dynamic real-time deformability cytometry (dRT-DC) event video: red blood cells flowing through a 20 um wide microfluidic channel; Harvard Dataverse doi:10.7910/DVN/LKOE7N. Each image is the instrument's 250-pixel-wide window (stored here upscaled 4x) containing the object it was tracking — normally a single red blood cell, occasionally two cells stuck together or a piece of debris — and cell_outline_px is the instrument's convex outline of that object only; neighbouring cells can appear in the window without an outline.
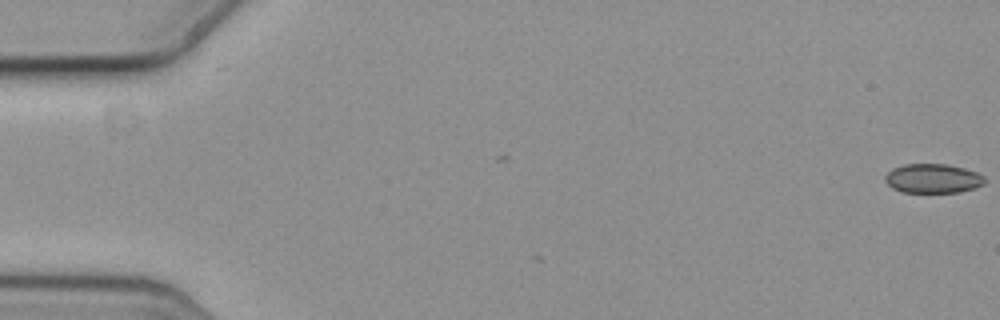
{"species": "common noctule bat (a hibernating species)", "species_latin": "Nyctalus noctula", "temperature_condition": "cold", "stored_images_in_passage": 58, "camera_frame_rate_fps": 3000, "um_per_image_px": 0.085, "animal": {"sex": "female", "body_mass_g": 19.3, "forearm_length_mm": 54.1}, "frame": {"image": 1, "passage_image": 1, "time_ms": 0.0, "image_size_px": [1000, 320], "cell_outline_px": [[984, 184], [972, 188], [956, 192], [904, 192], [892, 188], [884, 180], [884, 176], [892, 168], [904, 164], [948, 164], [964, 168], [976, 172], [984, 176]], "centroid_in_image_um": [79.26, 15.16], "position_along_channel_um": 5.7, "area_um2": 16.88}}
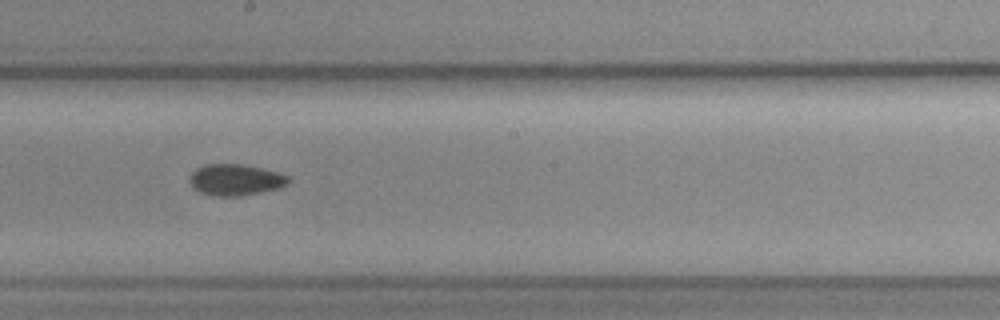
{"frame": {"image": 2, "passage_image": 33, "time_ms": 10.667, "image_size_px": [1000, 320], "cell_outline_px": [[292, 180], [288, 184], [280, 188], [240, 196], [216, 196], [200, 192], [192, 184], [192, 172], [196, 168], [204, 164], [244, 164], [280, 172], [288, 176]], "centroid_in_image_um": [20.1, 15.27], "position_along_channel_um": 228.1, "area_um2": 17.98}}
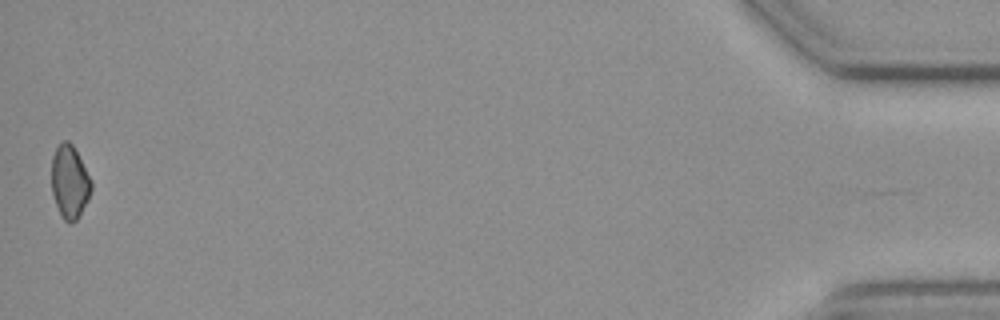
{"frame": {"image": 3, "passage_image": 58, "time_ms": 19.0, "image_size_px": [1000, 320], "cell_outline_px": [[92, 188], [88, 200], [76, 220], [72, 224], [68, 224], [60, 216], [52, 192], [52, 156], [60, 140], [68, 140], [72, 144], [92, 180]], "centroid_in_image_um": [5.92, 15.46], "position_along_channel_um": 429.3, "area_um2": 17.05}}